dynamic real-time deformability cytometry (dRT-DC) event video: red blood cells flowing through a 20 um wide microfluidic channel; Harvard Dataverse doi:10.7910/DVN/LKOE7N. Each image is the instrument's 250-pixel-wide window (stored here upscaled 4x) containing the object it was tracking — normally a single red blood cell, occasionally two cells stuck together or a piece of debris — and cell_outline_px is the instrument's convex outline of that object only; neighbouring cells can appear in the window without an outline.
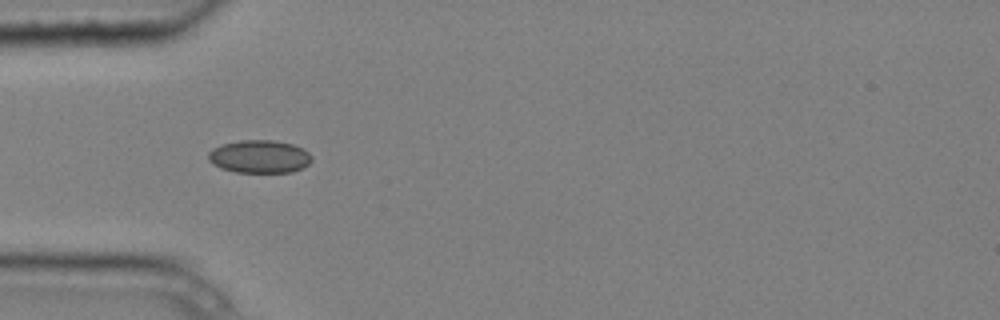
{"species": "common noctule bat (a hibernating species)", "species_latin": "Nyctalus noctula", "temperature_condition": "cold", "stored_images_in_passage": 4, "camera_frame_rate_fps": 3000, "um_per_image_px": 0.085, "animal": {"sex": "male", "body_mass_g": 20.4}, "frame": {"image": 1, "passage_image": 3, "time_ms": 0.667, "image_size_px": [1000, 320], "cell_outline_px": [[312, 160], [308, 164], [292, 172], [236, 172], [220, 168], [212, 164], [208, 160], [208, 152], [212, 148], [220, 144], [240, 140], [272, 140], [292, 144], [304, 148], [312, 156]], "centroid_in_image_um": [22.02, 13.3], "position_along_channel_um": 63.0, "area_um2": 20.0}}
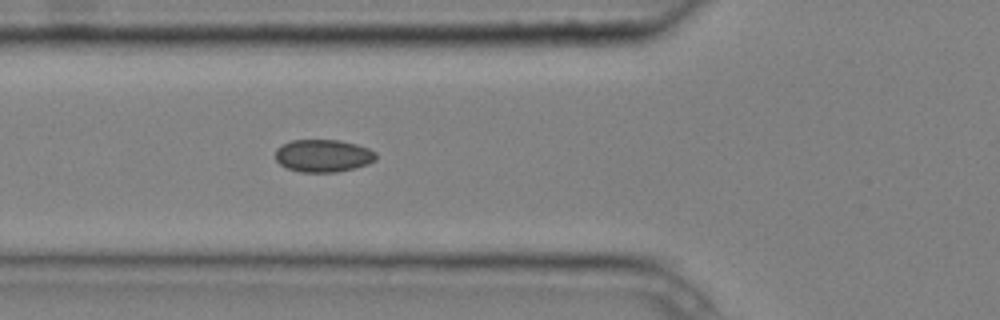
{"frame": {"image": 2, "passage_image": 4, "time_ms": 1.0, "image_size_px": [1000, 320], "cell_outline_px": [[376, 160], [368, 164], [356, 168], [336, 172], [300, 172], [288, 168], [280, 164], [276, 160], [276, 148], [280, 144], [292, 140], [340, 140], [356, 144], [368, 148], [376, 152]], "centroid_in_image_um": [27.47, 13.23], "position_along_channel_um": 98.3, "area_um2": 19.25}}